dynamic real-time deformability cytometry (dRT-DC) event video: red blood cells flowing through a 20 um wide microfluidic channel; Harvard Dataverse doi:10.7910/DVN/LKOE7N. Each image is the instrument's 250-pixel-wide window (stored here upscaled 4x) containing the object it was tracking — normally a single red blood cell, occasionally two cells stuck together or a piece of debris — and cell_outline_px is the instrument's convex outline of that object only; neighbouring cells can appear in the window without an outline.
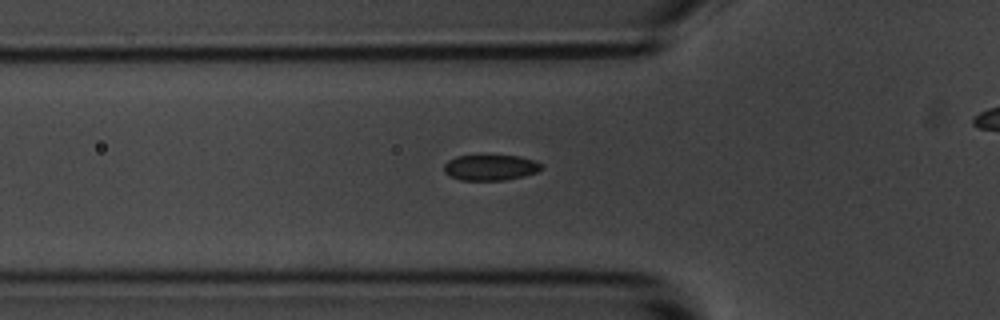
{"species": "common noctule bat (a hibernating species)", "species_latin": "Nyctalus noctula", "temperature_condition": "room temperature", "stored_images_in_passage": 37, "camera_frame_rate_fps": 3000, "um_per_image_px": 0.085, "animal": {"sex": "male", "body_mass_g": 20.1, "forearm_length_mm": 53.5}, "frame": {"image": 1, "passage_image": 6, "time_ms": 1.667, "image_size_px": [1000, 320], "cell_outline_px": [[544, 168], [536, 172], [524, 176], [504, 180], [460, 180], [448, 176], [444, 172], [444, 164], [448, 160], [456, 156], [488, 152], [520, 156], [532, 160], [540, 164]], "centroid_in_image_um": [41.64, 14.18], "position_along_channel_um": 84.2, "area_um2": 15.43}}
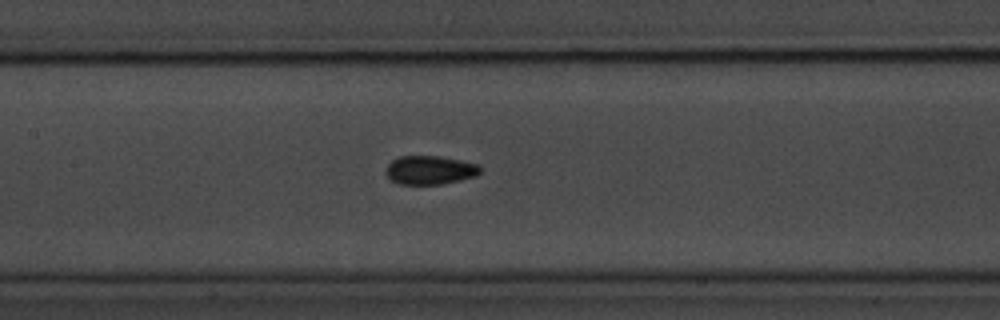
{"frame": {"image": 2, "passage_image": 13, "time_ms": 4.0, "image_size_px": [1000, 320], "cell_outline_px": [[484, 168], [476, 176], [460, 180], [440, 184], [400, 184], [392, 180], [384, 172], [388, 164], [392, 160], [400, 156], [440, 156], [480, 164]], "centroid_in_image_um": [36.58, 14.45], "position_along_channel_um": 170.8, "area_um2": 15.9}}
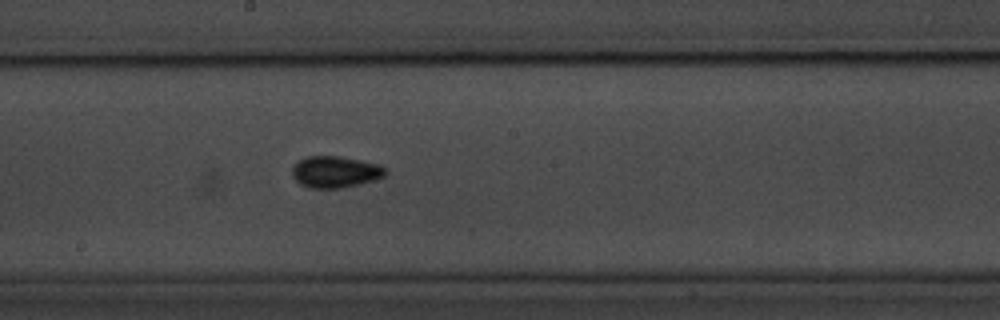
{"frame": {"image": 3, "passage_image": 17, "time_ms": 5.333, "image_size_px": [1000, 320], "cell_outline_px": [[388, 172], [384, 176], [372, 180], [340, 188], [308, 188], [300, 184], [292, 176], [292, 168], [300, 160], [308, 156], [340, 156], [380, 164], [388, 168]], "centroid_in_image_um": [28.51, 14.6], "position_along_channel_um": 219.7, "area_um2": 17.11}, "authors_computed_cell_mechanics": {"area_um2": 15.7794, "velocity_mm_per_s": 3.6736, "shape_relaxation_time_tau1_ms": 3.0157, "shape_relaxation_time_tau2_ms": 8.2927, "deformation_change_tau1": 0.087, "deformation_change_tau2": 0.1109}}